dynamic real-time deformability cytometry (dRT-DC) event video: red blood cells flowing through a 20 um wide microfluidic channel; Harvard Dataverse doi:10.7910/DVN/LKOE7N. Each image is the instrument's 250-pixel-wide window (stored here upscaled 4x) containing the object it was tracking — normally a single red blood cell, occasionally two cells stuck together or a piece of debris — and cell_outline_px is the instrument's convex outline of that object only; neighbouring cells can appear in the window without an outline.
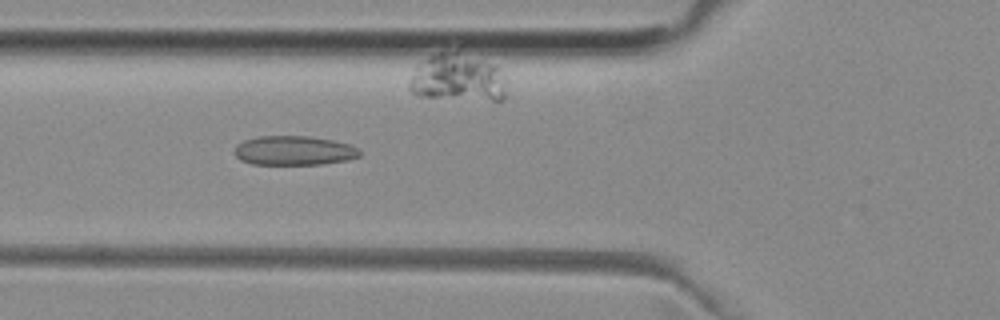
{"species": "common noctule bat (a hibernating species)", "species_latin": "Nyctalus noctula", "temperature_condition": "room temperature", "stored_images_in_passage": 42, "camera_frame_rate_fps": 3000, "um_per_image_px": 0.085, "animal": {"sex": "female", "body_mass_g": 29.2, "forearm_length_mm": 56.3}, "frame": {"image": 1, "passage_image": 9, "time_ms": 2.667, "image_size_px": [1000, 320], "cell_outline_px": [[360, 156], [348, 160], [320, 164], [252, 164], [240, 160], [232, 152], [236, 144], [244, 140], [256, 136], [308, 136], [332, 140], [348, 144], [360, 148]], "centroid_in_image_um": [24.95, 12.79], "position_along_channel_um": 100.8, "area_um2": 21.56}}
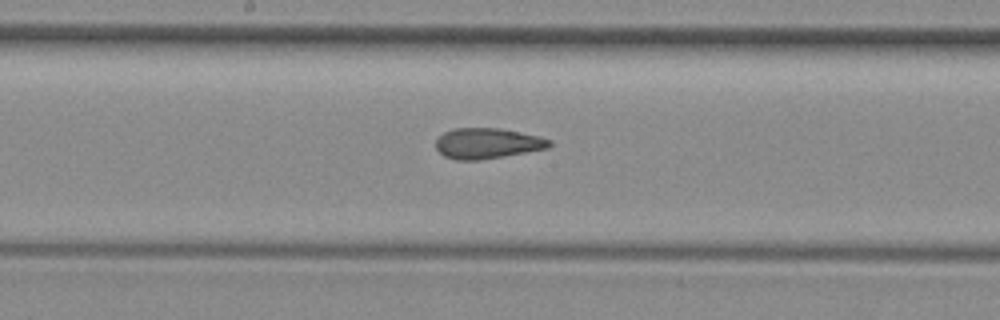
{"frame": {"image": 2, "passage_image": 17, "time_ms": 5.333, "image_size_px": [1000, 320], "cell_outline_px": [[552, 144], [548, 148], [504, 156], [480, 160], [456, 160], [444, 156], [436, 148], [436, 140], [444, 132], [452, 128], [500, 128], [540, 136], [552, 140]], "centroid_in_image_um": [41.43, 12.18], "position_along_channel_um": 206.8, "area_um2": 20.29}}
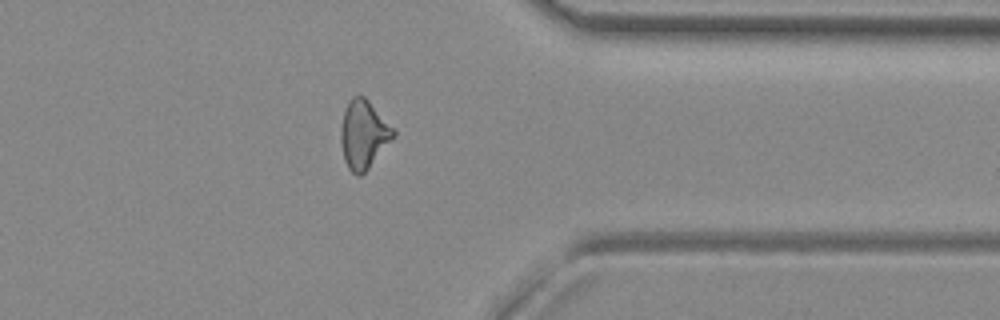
{"frame": {"image": 3, "passage_image": 31, "time_ms": 10.0, "image_size_px": [1000, 320], "cell_outline_px": [[396, 136], [368, 168], [360, 176], [356, 176], [348, 168], [344, 160], [340, 140], [340, 128], [344, 108], [348, 100], [352, 96], [364, 96], [368, 100], [396, 132]], "centroid_in_image_um": [30.87, 11.43], "position_along_channel_um": 380.5, "area_um2": 20.92}, "authors_computed_cell_mechanics": {"area_um2": 20.5479, "velocity_mm_per_s": 3.9662, "shape_relaxation_time_tau1_ms": null, "shape_relaxation_time_tau2_ms": 2.3933, "deformation_change_tau1": null, "deformation_change_tau2": 0.0859}}